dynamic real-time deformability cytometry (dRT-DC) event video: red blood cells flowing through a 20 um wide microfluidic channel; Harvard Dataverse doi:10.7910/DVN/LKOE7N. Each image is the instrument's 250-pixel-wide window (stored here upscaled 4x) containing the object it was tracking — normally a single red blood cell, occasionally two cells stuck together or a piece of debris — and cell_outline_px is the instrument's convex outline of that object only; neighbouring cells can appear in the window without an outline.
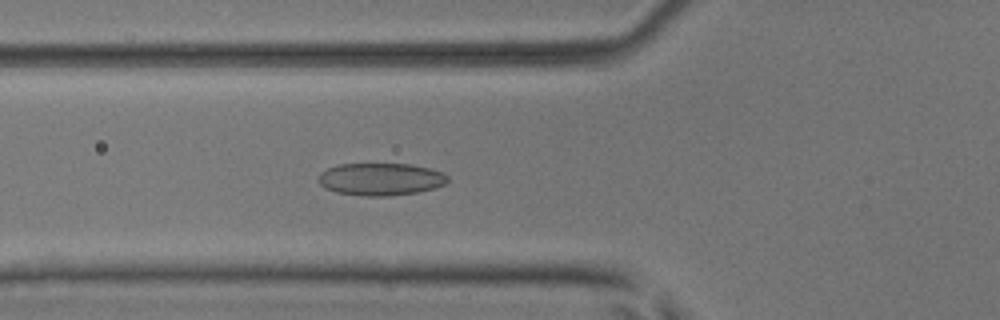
{"species": "common noctule bat (a hibernating species)", "species_latin": "Nyctalus noctula", "temperature_condition": "room temperature", "stored_images_in_passage": 43, "camera_frame_rate_fps": 3000, "um_per_image_px": 0.085, "animal": {"sex": "male", "body_mass_g": 17.9, "forearm_length_mm": 54.2}, "frame": {"image": 1, "passage_image": 12, "time_ms": 3.667, "image_size_px": [1000, 320], "cell_outline_px": [[448, 180], [444, 184], [432, 188], [416, 192], [388, 196], [368, 196], [336, 192], [324, 188], [320, 184], [320, 172], [328, 168], [340, 164], [412, 164], [444, 172], [448, 176]], "centroid_in_image_um": [32.36, 15.22], "position_along_channel_um": 93.4, "area_um2": 24.22}}
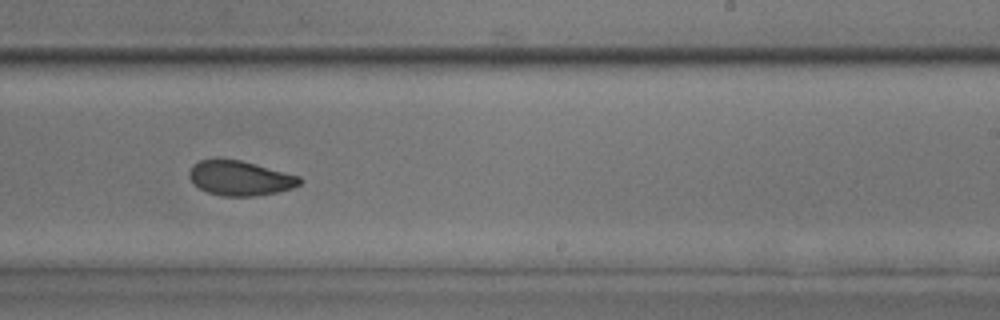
{"frame": {"image": 2, "passage_image": 25, "time_ms": 8.0, "image_size_px": [1000, 320], "cell_outline_px": [[304, 180], [300, 184], [292, 188], [276, 192], [252, 196], [224, 196], [208, 192], [200, 188], [188, 176], [188, 172], [192, 164], [200, 160], [240, 160], [256, 164], [300, 176]], "centroid_in_image_um": [20.42, 15.14], "position_along_channel_um": 268.6, "area_um2": 22.08}}
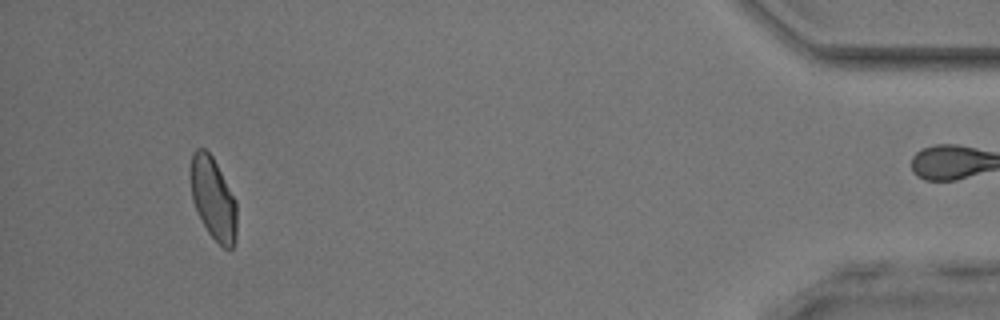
{"frame": {"image": 3, "passage_image": 41, "time_ms": 13.333, "image_size_px": [1000, 320], "cell_outline_px": [[236, 240], [232, 248], [224, 248], [208, 232], [192, 200], [192, 152], [196, 148], [204, 148], [212, 156], [236, 200]], "centroid_in_image_um": [18.15, 16.89], "position_along_channel_um": 417.0, "area_um2": 21.56}, "authors_computed_cell_mechanics": {"area_um2": 23.2356, "velocity_mm_per_s": 4.0605, "shape_relaxation_time_tau1_ms": 5.7866, "shape_relaxation_time_tau2_ms": 2.0744, "deformation_change_tau1": 0.1302, "deformation_change_tau2": 0.0569}}